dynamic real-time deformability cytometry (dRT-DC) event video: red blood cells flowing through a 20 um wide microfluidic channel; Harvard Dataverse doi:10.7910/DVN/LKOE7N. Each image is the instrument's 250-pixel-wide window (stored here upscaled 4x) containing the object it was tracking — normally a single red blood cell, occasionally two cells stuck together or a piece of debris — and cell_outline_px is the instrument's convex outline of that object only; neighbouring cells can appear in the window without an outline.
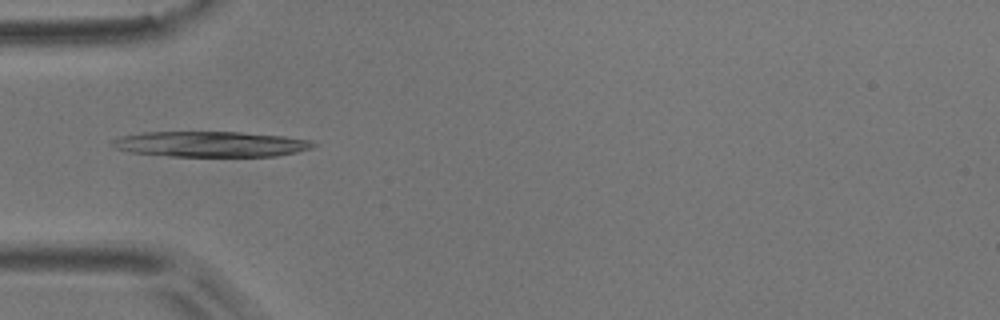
{"species": "common noctule bat (a hibernating species)", "species_latin": "Nyctalus noctula", "temperature_condition": "room temperature", "stored_images_in_passage": 42, "camera_frame_rate_fps": 3000, "um_per_image_px": 0.085, "animal": {"sex": "male", "body_mass_g": 17.9}, "frame": {"image": 1, "passage_image": 16, "time_ms": 5.0, "image_size_px": [1000, 320], "cell_outline_px": [[316, 144], [312, 148], [296, 152], [276, 156], [168, 156], [132, 152], [116, 148], [112, 144], [112, 140], [120, 136], [144, 132], [240, 132], [284, 136], [312, 140]], "centroid_in_image_um": [17.93, 12.24], "position_along_channel_um": 67.1, "area_um2": 29.77}}
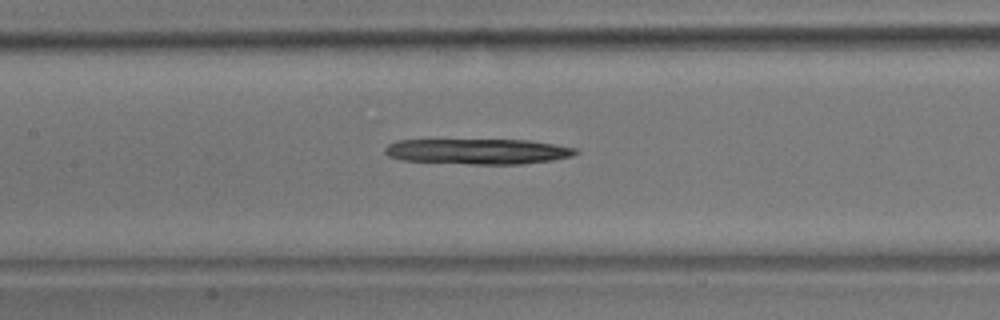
{"frame": {"image": 2, "passage_image": 24, "time_ms": 7.667, "image_size_px": [1000, 320], "cell_outline_px": [[580, 152], [572, 156], [552, 160], [520, 164], [472, 164], [400, 160], [388, 156], [384, 152], [384, 148], [388, 144], [396, 140], [528, 140], [576, 148]], "centroid_in_image_um": [40.59, 12.87], "position_along_channel_um": 166.8, "area_um2": 28.26}}
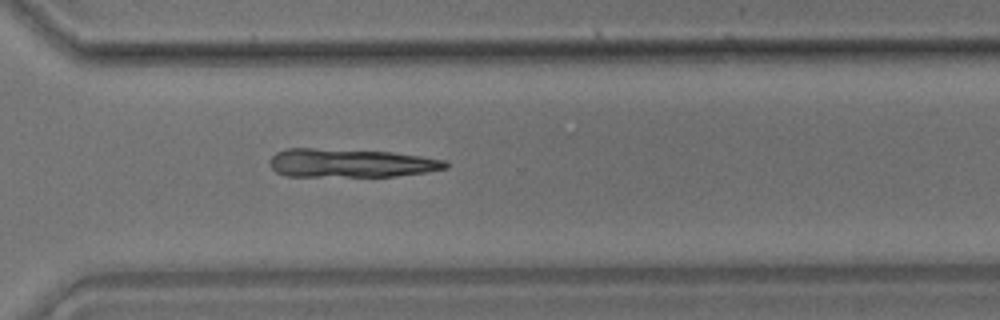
{"frame": {"image": 3, "passage_image": 38, "time_ms": 12.333, "image_size_px": [1000, 320], "cell_outline_px": [[448, 168], [428, 172], [396, 176], [284, 176], [276, 172], [268, 164], [268, 160], [276, 152], [288, 148], [312, 148], [392, 152], [420, 156], [444, 160], [448, 164]], "centroid_in_image_um": [29.77, 13.86], "position_along_channel_um": 340.8, "area_um2": 29.36}, "authors_computed_cell_mechanics": {"area_um2": 29.4202, "velocity_mm_per_s": 3.7351, "shape_relaxation_time_tau1_ms": 6.9209, "shape_relaxation_time_tau2_ms": null, "deformation_change_tau1": 0.1403, "deformation_change_tau2": null}}